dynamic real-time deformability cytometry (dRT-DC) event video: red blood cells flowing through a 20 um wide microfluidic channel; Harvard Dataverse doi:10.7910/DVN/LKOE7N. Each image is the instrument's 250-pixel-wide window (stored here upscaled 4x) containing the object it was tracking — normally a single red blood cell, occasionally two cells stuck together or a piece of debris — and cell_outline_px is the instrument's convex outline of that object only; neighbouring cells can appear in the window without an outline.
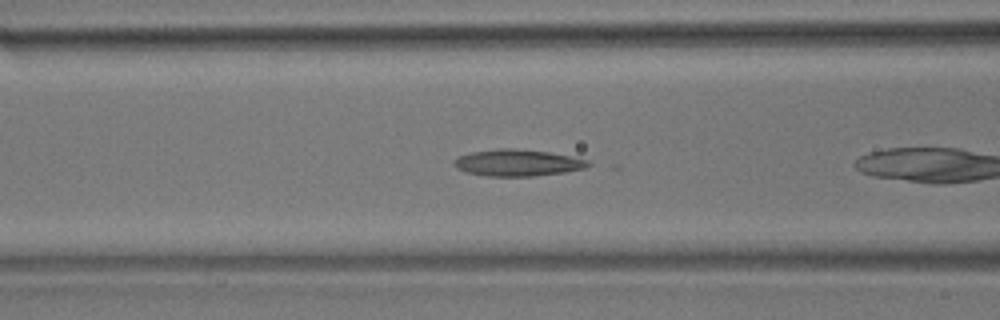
{"species": "common noctule bat (a hibernating species)", "species_latin": "Nyctalus noctula", "temperature_condition": "room temperature", "stored_images_in_passage": 10, "camera_frame_rate_fps": 3000, "um_per_image_px": 0.085, "animal": {"sex": "male", "body_mass_g": 17.9}, "frame": {"image": 1, "passage_image": 6, "time_ms": 1.667, "image_size_px": [1000, 320], "cell_outline_px": [[592, 164], [584, 168], [564, 172], [532, 176], [488, 176], [464, 172], [456, 168], [452, 164], [460, 156], [472, 152], [496, 148], [516, 148], [548, 152], [588, 160]], "centroid_in_image_um": [43.96, 13.83], "position_along_channel_um": 122.6, "area_um2": 20.69}}
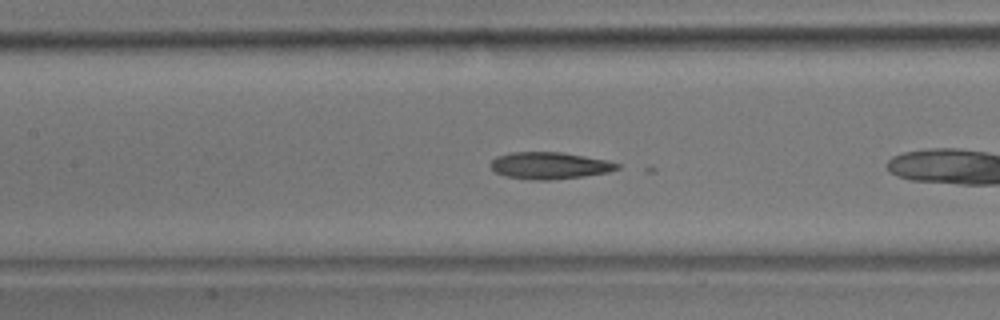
{"frame": {"image": 2, "passage_image": 9, "time_ms": 2.667, "image_size_px": [1000, 320], "cell_outline_px": [[620, 168], [608, 172], [584, 176], [552, 180], [532, 180], [504, 176], [496, 172], [488, 164], [496, 156], [512, 152], [560, 152], [608, 160], [620, 164]], "centroid_in_image_um": [46.7, 14.07], "position_along_channel_um": 160.7, "area_um2": 19.94}}